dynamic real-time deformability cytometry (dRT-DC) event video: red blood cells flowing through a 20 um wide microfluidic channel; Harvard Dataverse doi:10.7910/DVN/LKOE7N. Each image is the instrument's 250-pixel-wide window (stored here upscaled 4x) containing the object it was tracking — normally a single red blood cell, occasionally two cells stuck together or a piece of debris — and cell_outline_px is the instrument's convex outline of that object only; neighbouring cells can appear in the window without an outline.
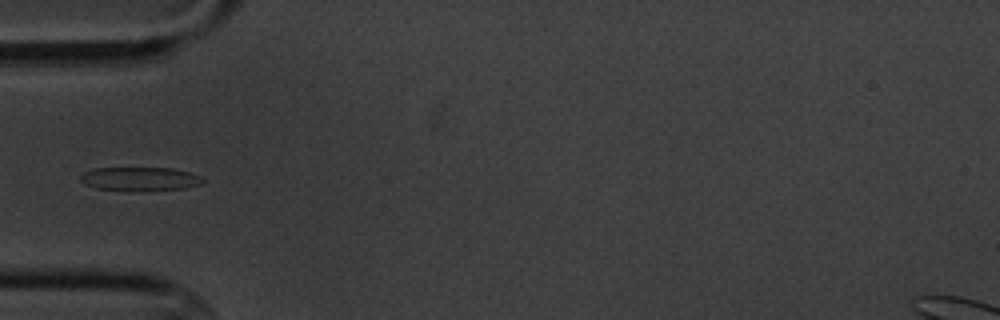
{"species": "common noctule bat (a hibernating species)", "species_latin": "Nyctalus noctula", "temperature_condition": "cold", "stored_images_in_passage": 6, "camera_frame_rate_fps": 3000, "um_per_image_px": 0.085, "animal": {"sex": "male", "body_mass_g": 20.1, "forearm_length_mm": 53.5}, "frame": {"image": 1, "passage_image": 5, "time_ms": 5.333, "image_size_px": [1000, 320], "cell_outline_px": [[204, 180], [200, 184], [184, 188], [136, 192], [132, 192], [96, 188], [84, 184], [80, 180], [80, 176], [84, 172], [96, 168], [172, 168], [188, 172], [200, 176]], "centroid_in_image_um": [11.86, 15.22], "position_along_channel_um": 73.1, "area_um2": 17.11}}
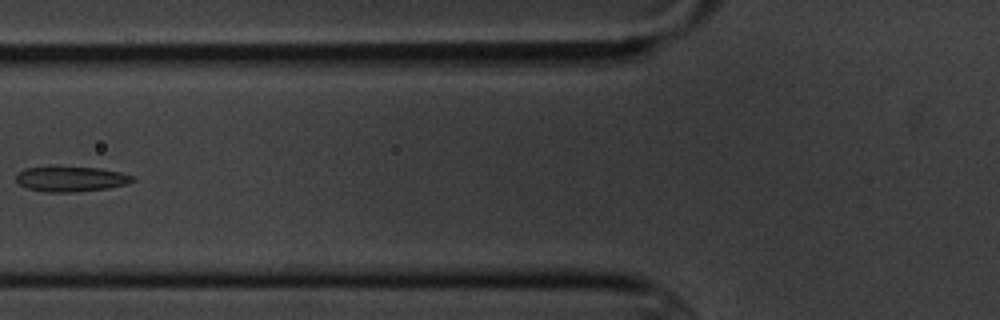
{"frame": {"image": 2, "passage_image": 6, "time_ms": 6.667, "image_size_px": [1000, 320], "cell_outline_px": [[136, 180], [128, 184], [108, 188], [72, 192], [44, 192], [28, 188], [20, 184], [16, 180], [16, 172], [24, 168], [100, 168], [120, 172], [136, 176]], "centroid_in_image_um": [6.08, 15.23], "position_along_channel_um": 119.7, "area_um2": 16.88}}